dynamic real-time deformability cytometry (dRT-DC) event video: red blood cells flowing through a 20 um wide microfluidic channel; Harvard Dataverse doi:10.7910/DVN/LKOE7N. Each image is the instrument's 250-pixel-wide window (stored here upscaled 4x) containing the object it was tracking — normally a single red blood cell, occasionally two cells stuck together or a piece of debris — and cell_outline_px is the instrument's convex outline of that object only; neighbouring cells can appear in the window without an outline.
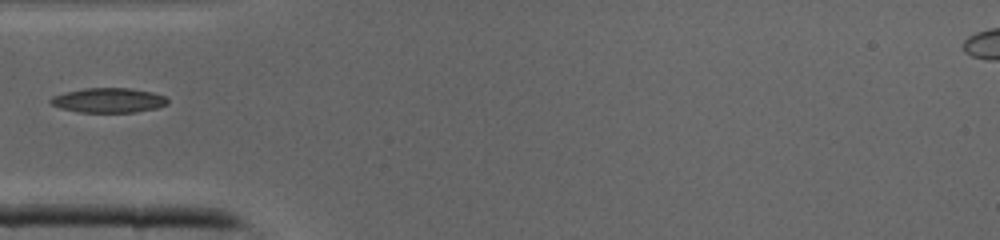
{"species": "common noctule bat (a hibernating species)", "species_latin": "Nyctalus noctula", "temperature_condition": "cold", "stored_images_in_passage": 29, "camera_frame_rate_fps": 3000, "um_per_image_px": 0.085, "animal": {"sex": "male", "body_mass_g": 19.0, "forearm_length_mm": 50.8}, "frame": {"image": 1, "passage_image": 1, "time_ms": 0.0, "image_size_px": [1000, 240], "cell_outline_px": [[168, 104], [156, 108], [136, 112], [80, 112], [60, 108], [52, 104], [48, 100], [52, 96], [64, 92], [84, 88], [128, 88], [152, 92], [164, 96], [168, 100]], "centroid_in_image_um": [9.2, 8.52], "position_along_channel_um": 75.8, "area_um2": 16.82}}
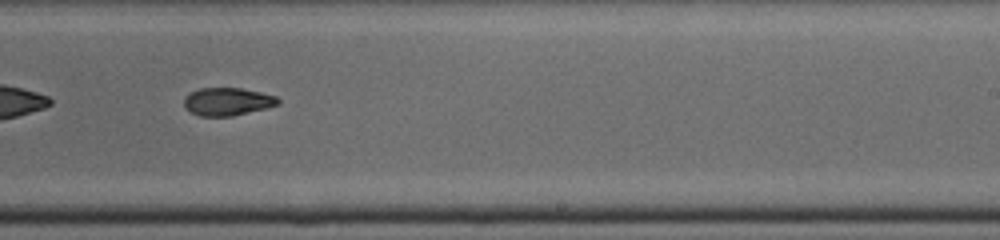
{"frame": {"image": 2, "passage_image": 13, "time_ms": 4.0, "image_size_px": [1000, 240], "cell_outline_px": [[280, 104], [232, 116], [200, 116], [184, 108], [184, 100], [192, 92], [200, 88], [240, 88], [260, 92], [276, 96], [280, 100]], "centroid_in_image_um": [19.34, 8.63], "position_along_channel_um": 269.7, "area_um2": 15.03}}